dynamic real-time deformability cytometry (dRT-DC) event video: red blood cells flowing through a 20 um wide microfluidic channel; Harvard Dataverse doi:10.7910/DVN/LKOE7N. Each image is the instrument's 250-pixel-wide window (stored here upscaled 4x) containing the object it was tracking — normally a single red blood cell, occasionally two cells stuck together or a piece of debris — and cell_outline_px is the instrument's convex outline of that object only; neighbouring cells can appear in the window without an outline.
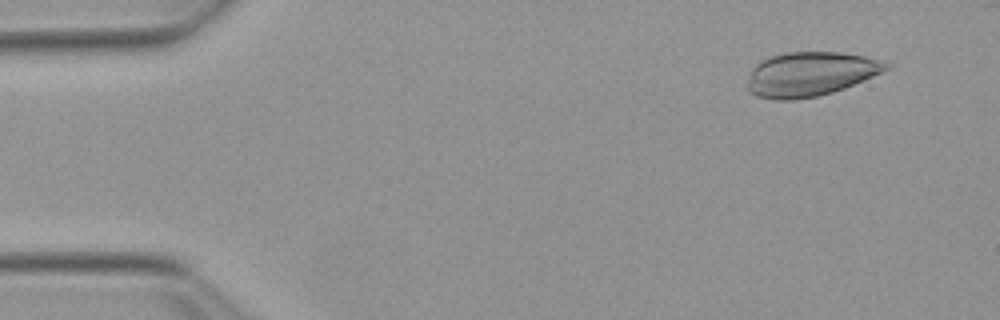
{"species": "Egyptian fruit bat (a non-hibernating species)", "species_latin": "Rousettus aegyptiacus", "temperature_condition": "warm", "stored_images_in_passage": 52, "camera_frame_rate_fps": 3000, "um_per_image_px": 0.085, "animal": {"sex": "female"}, "frame": {"image": 1, "passage_image": 4, "time_ms": 1.0, "image_size_px": [1000, 320], "cell_outline_px": [[892, 68], [844, 88], [820, 96], [796, 100], [772, 100], [756, 96], [748, 92], [748, 80], [752, 68], [760, 60], [784, 52], [840, 52], [864, 56], [884, 60], [892, 64]], "centroid_in_image_um": [68.88, 6.3], "position_along_channel_um": 16.1, "area_um2": 36.18}}
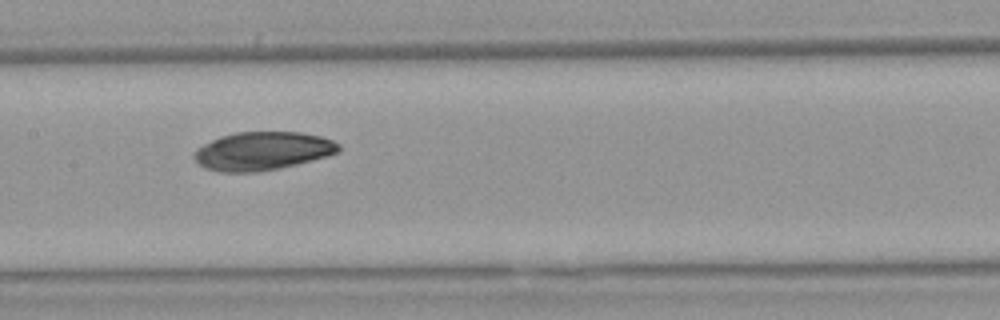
{"frame": {"image": 2, "passage_image": 25, "time_ms": 8.0, "image_size_px": [1000, 320], "cell_outline_px": [[340, 152], [328, 156], [280, 168], [256, 172], [220, 172], [204, 168], [192, 156], [196, 148], [220, 136], [236, 132], [300, 132], [320, 136], [332, 140], [340, 144]], "centroid_in_image_um": [22.31, 12.83], "position_along_channel_um": 185.1, "area_um2": 32.37}}
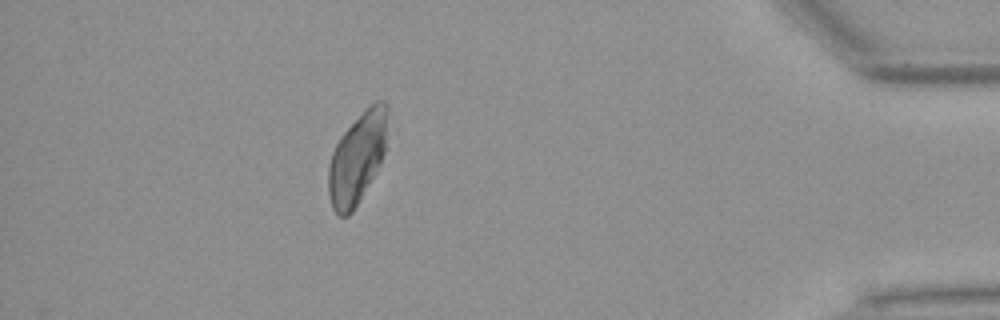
{"frame": {"image": 3, "passage_image": 46, "time_ms": 15.0, "image_size_px": [1000, 320], "cell_outline_px": [[388, 148], [380, 164], [352, 212], [348, 216], [340, 216], [332, 208], [328, 192], [328, 164], [332, 152], [340, 136], [376, 100], [384, 100], [388, 104]], "centroid_in_image_um": [30.4, 13.41], "position_along_channel_um": 404.8, "area_um2": 31.44}}